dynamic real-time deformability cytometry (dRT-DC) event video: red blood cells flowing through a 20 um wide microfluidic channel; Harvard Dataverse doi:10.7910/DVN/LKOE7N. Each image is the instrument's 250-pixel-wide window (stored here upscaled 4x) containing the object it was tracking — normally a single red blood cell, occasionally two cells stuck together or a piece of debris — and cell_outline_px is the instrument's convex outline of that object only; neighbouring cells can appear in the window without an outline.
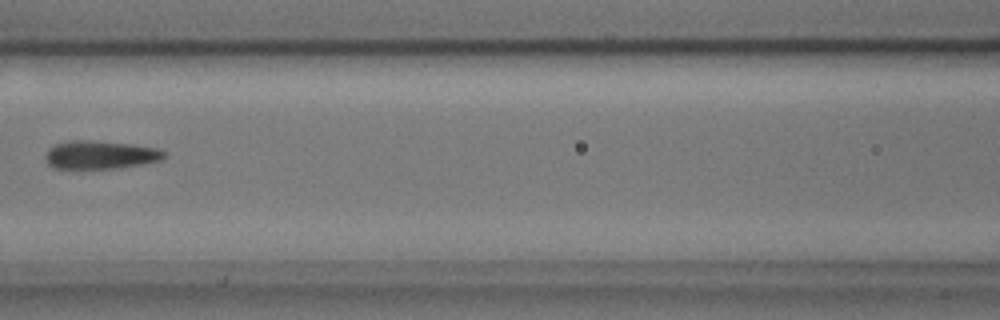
{"species": "common noctule bat (a hibernating species)", "species_latin": "Nyctalus noctula", "temperature_condition": "cold", "stored_images_in_passage": 6, "camera_frame_rate_fps": 3000, "um_per_image_px": 0.085, "animal": {"sex": "male", "body_mass_g": 17.9, "forearm_length_mm": 54.2}, "frame": {"image": 1, "passage_image": 3, "time_ms": 0.667, "image_size_px": [1000, 320], "cell_outline_px": [[168, 156], [160, 160], [120, 168], [52, 168], [48, 164], [44, 156], [48, 148], [56, 144], [68, 140], [88, 140], [132, 144], [156, 148], [164, 152]], "centroid_in_image_um": [8.49, 13.15], "position_along_channel_um": 158.1, "area_um2": 19.54}}
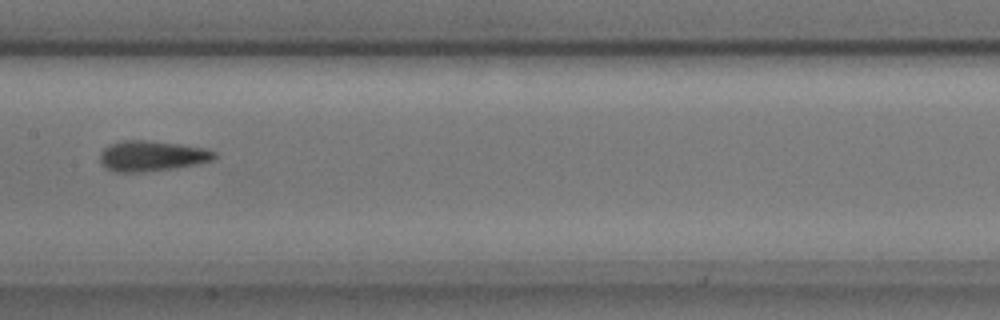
{"frame": {"image": 2, "passage_image": 4, "time_ms": 1.0, "image_size_px": [1000, 320], "cell_outline_px": [[216, 156], [212, 160], [200, 164], [144, 172], [116, 172], [108, 168], [100, 160], [100, 152], [108, 144], [120, 140], [148, 140], [180, 144], [204, 148], [216, 152]], "centroid_in_image_um": [12.9, 13.24], "position_along_channel_um": 194.5, "area_um2": 20.35}}
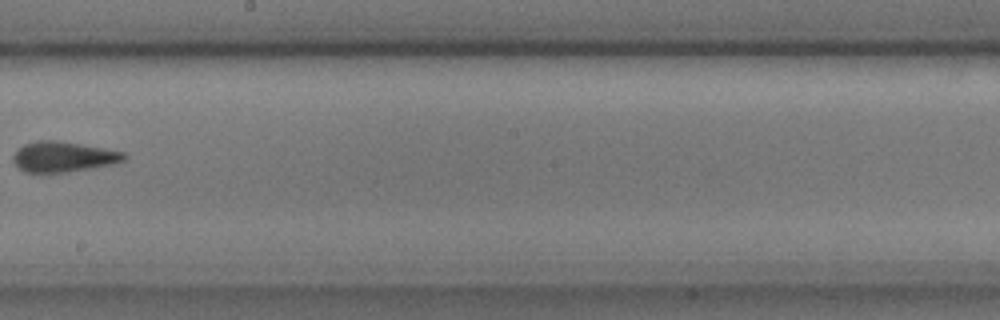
{"frame": {"image": 3, "passage_image": 5, "time_ms": 1.333, "image_size_px": [1000, 320], "cell_outline_px": [[128, 156], [124, 160], [112, 164], [92, 168], [68, 172], [24, 172], [12, 160], [12, 156], [24, 144], [40, 140], [56, 140], [80, 144], [124, 152]], "centroid_in_image_um": [5.39, 13.33], "position_along_channel_um": 242.8, "area_um2": 19.42}}